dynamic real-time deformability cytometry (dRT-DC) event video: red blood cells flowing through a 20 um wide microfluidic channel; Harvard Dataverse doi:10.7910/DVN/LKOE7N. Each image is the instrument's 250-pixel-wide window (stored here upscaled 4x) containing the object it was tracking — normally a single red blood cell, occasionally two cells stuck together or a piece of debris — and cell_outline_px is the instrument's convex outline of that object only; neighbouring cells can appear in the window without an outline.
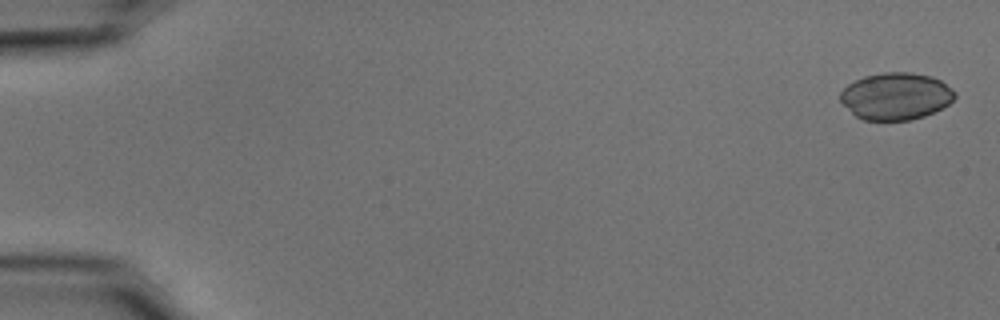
{"species": "common noctule bat (a hibernating species)", "species_latin": "Nyctalus noctula", "temperature_condition": "cold", "stored_images_in_passage": 55, "camera_frame_rate_fps": 3000, "um_per_image_px": 0.085, "animal": {"sex": "male", "body_mass_g": 15.6}, "frame": {"image": 1, "passage_image": 2, "time_ms": 0.333, "image_size_px": [1000, 320], "cell_outline_px": [[956, 96], [948, 104], [924, 116], [912, 120], [864, 120], [856, 116], [840, 100], [840, 92], [848, 84], [864, 76], [884, 72], [912, 72], [932, 76], [940, 80], [956, 92]], "centroid_in_image_um": [76.15, 8.16], "position_along_channel_um": 8.8, "area_um2": 31.27}}
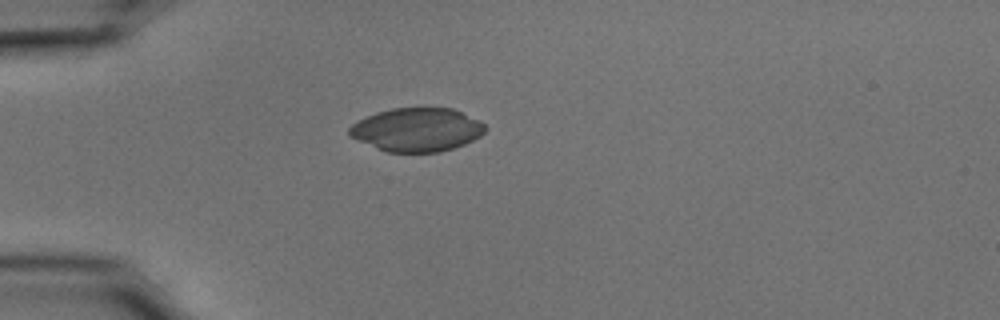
{"frame": {"image": 2, "passage_image": 16, "time_ms": 5.0, "image_size_px": [1000, 320], "cell_outline_px": [[488, 128], [480, 136], [464, 144], [440, 152], [388, 152], [376, 148], [348, 136], [348, 128], [352, 124], [376, 112], [392, 108], [452, 108], [480, 120]], "centroid_in_image_um": [35.44, 11.02], "position_along_channel_um": 49.6, "area_um2": 34.45}}